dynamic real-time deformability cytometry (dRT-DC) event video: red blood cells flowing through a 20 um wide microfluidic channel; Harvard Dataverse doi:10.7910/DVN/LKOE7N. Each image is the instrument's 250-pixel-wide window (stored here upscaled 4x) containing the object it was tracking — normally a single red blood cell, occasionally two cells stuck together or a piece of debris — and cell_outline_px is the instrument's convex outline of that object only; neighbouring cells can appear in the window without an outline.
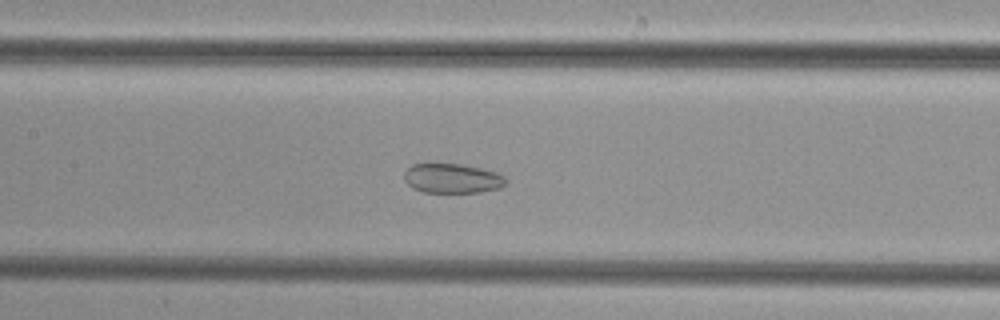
{"species": "common noctule bat (a hibernating species)", "species_latin": "Nyctalus noctula", "temperature_condition": "cold", "stored_images_in_passage": 36, "camera_frame_rate_fps": 3000, "um_per_image_px": 0.085, "animal": {"sex": "female", "body_mass_g": 29.2, "forearm_length_mm": 56.3}, "frame": {"image": 1, "passage_image": 8, "time_ms": 2.333, "image_size_px": [1000, 320], "cell_outline_px": [[508, 180], [500, 188], [480, 192], [424, 192], [412, 188], [404, 180], [404, 172], [412, 164], [428, 160], [460, 164], [480, 168], [496, 172], [504, 176]], "centroid_in_image_um": [38.38, 15.11], "position_along_channel_um": 169.0, "area_um2": 18.15}}
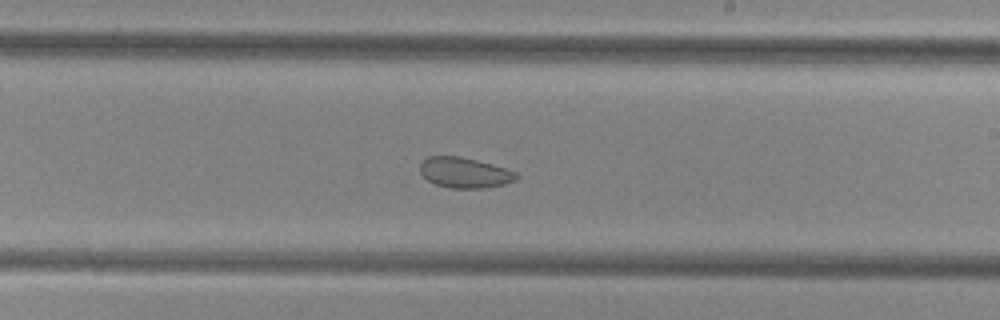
{"frame": {"image": 2, "passage_image": 14, "time_ms": 4.333, "image_size_px": [1000, 320], "cell_outline_px": [[520, 176], [516, 180], [504, 184], [484, 188], [452, 188], [436, 184], [428, 180], [420, 172], [420, 164], [428, 156], [460, 156], [492, 164], [516, 172]], "centroid_in_image_um": [39.51, 14.67], "position_along_channel_um": 249.5, "area_um2": 16.99}}
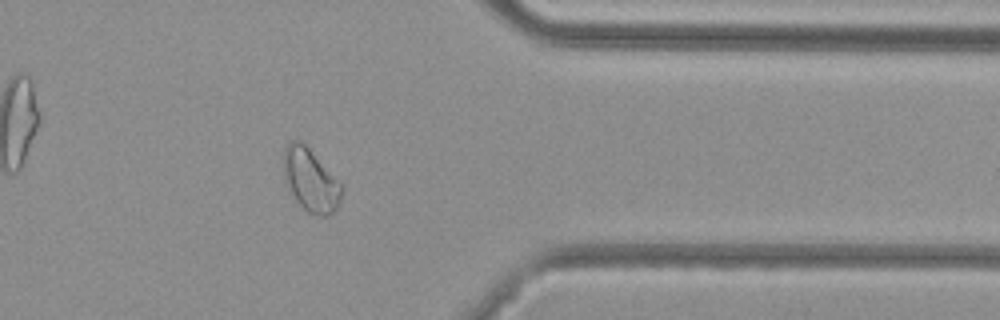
{"frame": {"image": 3, "passage_image": 25, "time_ms": 8.0, "image_size_px": [1000, 320], "cell_outline_px": [[344, 188], [340, 200], [336, 208], [328, 216], [316, 216], [308, 212], [288, 192], [284, 184], [284, 148], [288, 140], [300, 140], [344, 184]], "centroid_in_image_um": [26.4, 15.32], "position_along_channel_um": 385.0, "area_um2": 21.68}}